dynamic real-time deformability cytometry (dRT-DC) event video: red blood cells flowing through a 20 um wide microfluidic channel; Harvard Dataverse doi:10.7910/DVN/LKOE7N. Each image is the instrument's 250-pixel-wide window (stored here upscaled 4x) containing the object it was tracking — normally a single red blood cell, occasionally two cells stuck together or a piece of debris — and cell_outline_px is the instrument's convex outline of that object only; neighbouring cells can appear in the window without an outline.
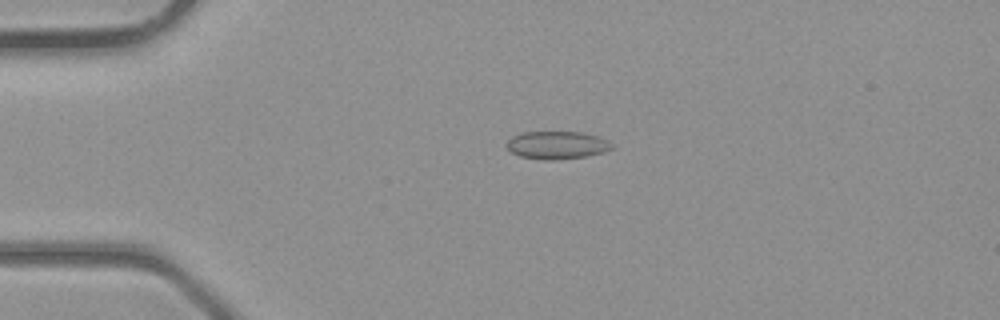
{"species": "common noctule bat (a hibernating species)", "species_latin": "Nyctalus noctula", "temperature_condition": "room temperature", "stored_images_in_passage": 41, "camera_frame_rate_fps": 3000, "um_per_image_px": 0.085, "animal": {"sex": "male", "body_mass_g": 23.1, "forearm_length_mm": 52.7}, "frame": {"image": 1, "passage_image": 10, "time_ms": 3.0, "image_size_px": [1000, 320], "cell_outline_px": [[612, 148], [604, 152], [588, 156], [556, 160], [544, 160], [520, 156], [512, 152], [504, 144], [512, 136], [520, 132], [584, 132], [608, 140], [612, 144]], "centroid_in_image_um": [47.33, 12.33], "position_along_channel_um": 37.7, "area_um2": 17.17}}
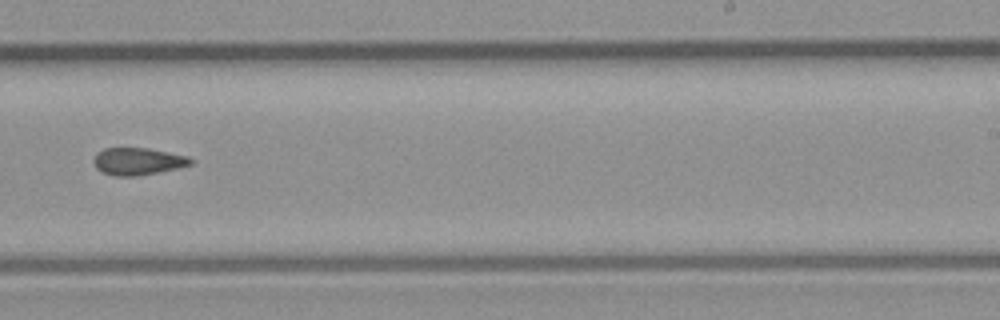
{"frame": {"image": 2, "passage_image": 26, "time_ms": 8.333, "image_size_px": [1000, 320], "cell_outline_px": [[196, 160], [192, 164], [176, 168], [136, 176], [116, 176], [104, 172], [96, 168], [92, 160], [96, 152], [104, 148], [148, 148], [188, 156]], "centroid_in_image_um": [11.71, 13.7], "position_along_channel_um": 277.3, "area_um2": 15.37}}
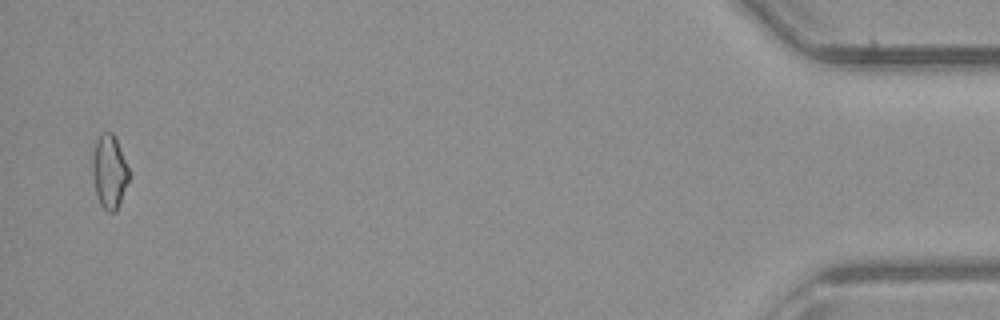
{"frame": {"image": 3, "passage_image": 40, "time_ms": 13.0, "image_size_px": [1000, 320], "cell_outline_px": [[132, 176], [116, 212], [108, 212], [100, 204], [96, 192], [92, 172], [92, 160], [96, 140], [104, 132], [112, 132], [116, 140]], "centroid_in_image_um": [9.32, 14.63], "position_along_channel_um": 425.9, "area_um2": 15.66}}